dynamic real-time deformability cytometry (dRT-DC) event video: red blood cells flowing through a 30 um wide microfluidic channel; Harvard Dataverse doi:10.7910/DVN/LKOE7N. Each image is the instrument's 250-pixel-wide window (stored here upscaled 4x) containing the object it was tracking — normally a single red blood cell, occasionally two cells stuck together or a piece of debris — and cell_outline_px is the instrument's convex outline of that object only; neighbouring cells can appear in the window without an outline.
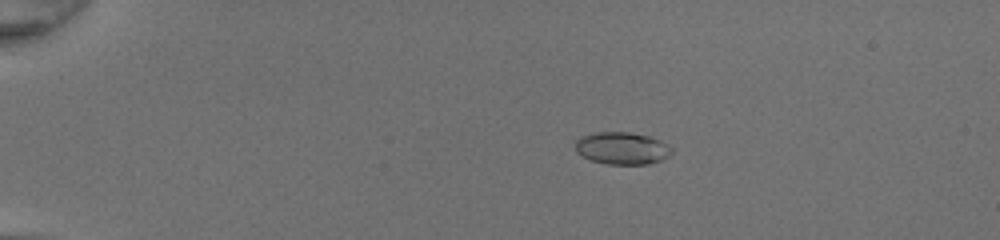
{"species": "common noctule bat (a hibernating species)", "species_latin": "Nyctalus noctula", "temperature_condition": "room temperature", "stored_images_in_passage": 51, "camera_frame_rate_fps": 3000, "um_per_image_px": 0.085, "animal": {"sex": "female", "body_mass_g": 20.0, "forearm_length_mm": 54.0}, "frame": {"image": 1, "passage_image": 12, "time_ms": 3.667, "image_size_px": [1000, 240], "cell_outline_px": [[672, 152], [668, 156], [660, 160], [648, 164], [608, 164], [592, 160], [576, 152], [576, 140], [580, 136], [596, 132], [628, 132], [648, 136], [660, 140], [668, 144], [672, 148]], "centroid_in_image_um": [52.88, 12.59], "position_along_channel_um": 32.1, "area_um2": 18.03}}
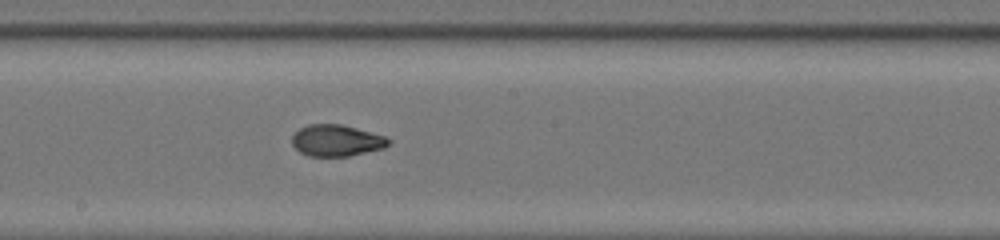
{"frame": {"image": 2, "passage_image": 31, "time_ms": 10.0, "image_size_px": [1000, 240], "cell_outline_px": [[392, 140], [384, 148], [348, 156], [308, 156], [300, 152], [292, 144], [292, 136], [300, 128], [308, 124], [340, 124], [356, 128], [384, 136]], "centroid_in_image_um": [28.59, 11.94], "position_along_channel_um": 219.6, "area_um2": 17.57}}
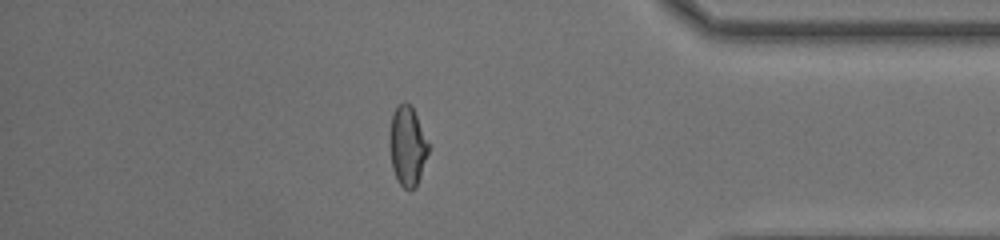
{"frame": {"image": 3, "passage_image": 45, "time_ms": 14.667, "image_size_px": [1000, 240], "cell_outline_px": [[428, 152], [416, 188], [404, 188], [396, 180], [392, 168], [388, 144], [388, 136], [392, 116], [396, 108], [404, 100], [412, 108], [416, 116], [428, 144]], "centroid_in_image_um": [34.58, 12.44], "position_along_channel_um": 400.6, "area_um2": 17.8}, "authors_computed_cell_mechanics": {"area_um2": 18.3226, "velocity_mm_per_s": 4.3456, "shape_relaxation_time_tau1_ms": null, "shape_relaxation_time_tau2_ms": 1.1406, "deformation_change_tau1": null, "deformation_change_tau2": 0.065}}